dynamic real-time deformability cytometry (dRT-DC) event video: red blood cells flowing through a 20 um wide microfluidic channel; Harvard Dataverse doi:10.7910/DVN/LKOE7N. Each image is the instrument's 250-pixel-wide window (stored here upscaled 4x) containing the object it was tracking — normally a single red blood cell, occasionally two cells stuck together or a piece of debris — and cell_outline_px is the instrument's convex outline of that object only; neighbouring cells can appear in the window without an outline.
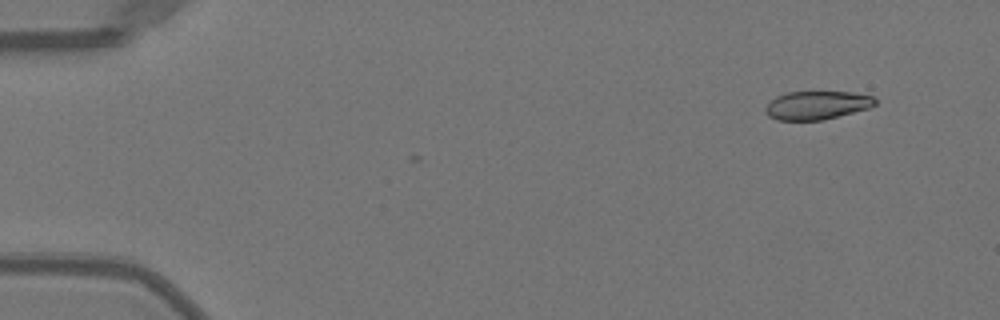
{"species": "Egyptian fruit bat (a non-hibernating species)", "species_latin": "Rousettus aegyptiacus", "temperature_condition": "warm", "stored_images_in_passage": 3, "camera_frame_rate_fps": 3000, "um_per_image_px": 0.085, "animal": {"sex": "female"}, "frame": {"image": 1, "passage_image": 1, "time_ms": 0.0, "image_size_px": [1000, 320], "cell_outline_px": [[876, 104], [868, 108], [824, 120], [776, 120], [768, 116], [764, 112], [764, 108], [776, 96], [788, 92], [852, 92], [872, 96], [876, 100]], "centroid_in_image_um": [69.41, 8.95], "position_along_channel_um": 15.6, "area_um2": 18.15}}